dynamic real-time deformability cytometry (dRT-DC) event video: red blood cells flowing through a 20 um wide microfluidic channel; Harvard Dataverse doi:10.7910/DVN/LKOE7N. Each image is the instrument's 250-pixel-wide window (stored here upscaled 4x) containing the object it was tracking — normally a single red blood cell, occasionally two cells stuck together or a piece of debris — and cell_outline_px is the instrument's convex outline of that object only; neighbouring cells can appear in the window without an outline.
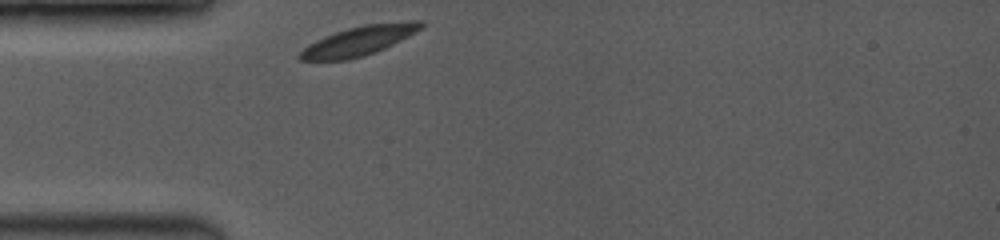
{"species": "common noctule bat (a hibernating species)", "species_latin": "Nyctalus noctula", "temperature_condition": "room temperature", "stored_images_in_passage": 33, "camera_frame_rate_fps": 3500, "um_per_image_px": 0.085, "animal": {"sex": "female", "body_mass_g": 19.0, "forearm_length_mm": 53.3}, "frame": {"image": 1, "passage_image": 1, "time_ms": 0.0, "image_size_px": [1000, 240], "cell_outline_px": [[424, 28], [376, 52], [364, 56], [348, 60], [300, 60], [296, 56], [308, 44], [324, 36], [348, 28], [364, 24], [412, 20], [424, 20]], "centroid_in_image_um": [30.54, 3.45], "position_along_channel_um": 54.5, "area_um2": 20.87}}
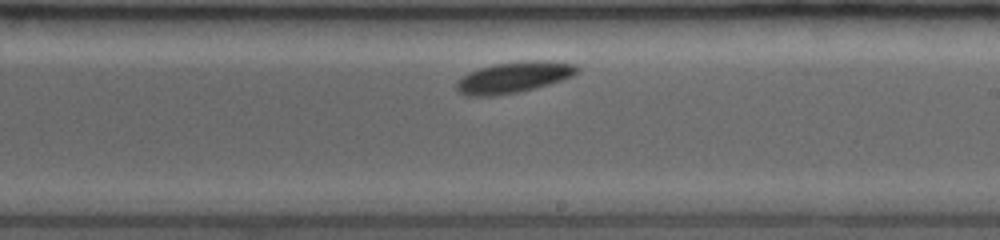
{"frame": {"image": 2, "passage_image": 19, "time_ms": 5.143, "image_size_px": [1000, 240], "cell_outline_px": [[580, 72], [572, 76], [536, 88], [516, 92], [492, 96], [468, 96], [460, 92], [456, 88], [456, 84], [468, 72], [476, 68], [492, 64], [520, 60], [548, 60], [576, 64], [580, 68]], "centroid_in_image_um": [43.7, 6.54], "position_along_channel_um": 245.3, "area_um2": 22.02}}
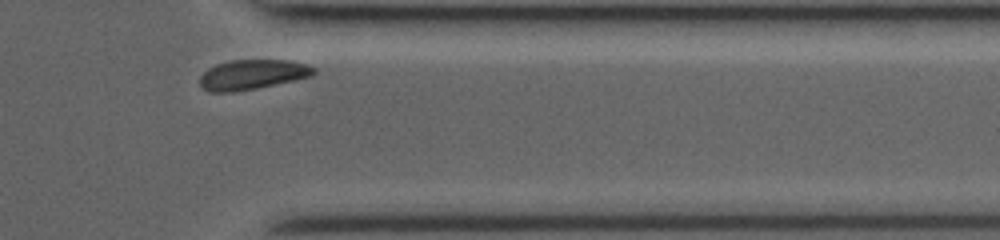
{"frame": {"image": 3, "passage_image": 32, "time_ms": 8.857, "image_size_px": [1000, 240], "cell_outline_px": [[316, 72], [312, 76], [296, 80], [256, 88], [232, 92], [208, 92], [200, 84], [200, 76], [208, 68], [216, 64], [232, 60], [288, 60], [308, 64], [316, 68]], "centroid_in_image_um": [21.48, 6.33], "position_along_channel_um": 389.9, "area_um2": 19.88}, "authors_computed_cell_mechanics": {"area_um2": 20.8658, "velocity_mm_per_s": 3.8446, "shape_relaxation_time_tau1_ms": 1.1055, "shape_relaxation_time_tau2_ms": null, "deformation_change_tau1": 0.0785, "deformation_change_tau2": null}}